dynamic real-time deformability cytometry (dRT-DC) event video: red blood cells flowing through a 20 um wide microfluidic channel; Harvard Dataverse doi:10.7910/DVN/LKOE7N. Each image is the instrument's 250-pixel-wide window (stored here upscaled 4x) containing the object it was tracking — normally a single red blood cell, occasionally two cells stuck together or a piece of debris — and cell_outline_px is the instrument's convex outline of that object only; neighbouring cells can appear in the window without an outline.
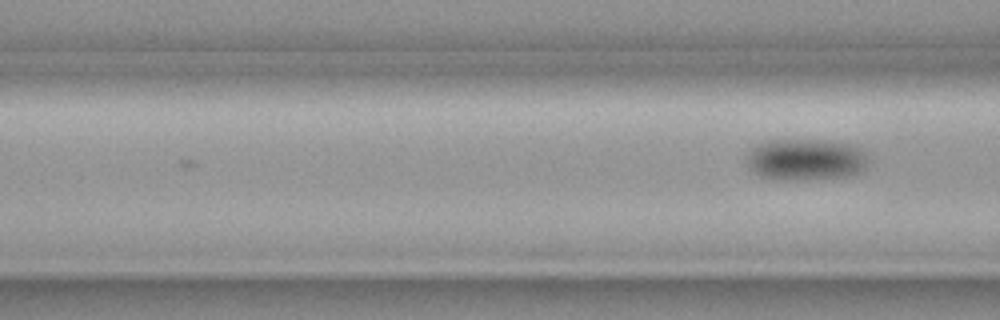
{"species": "common noctule bat (a hibernating species)", "species_latin": "Nyctalus noctula", "temperature_condition": "cold", "stored_images_in_passage": 3, "camera_frame_rate_fps": 3000, "um_per_image_px": 0.085, "animal": {"sex": "female", "body_mass_g": 19.3, "forearm_length_mm": 54.1}, "frame": {"image": 1, "passage_image": 3, "time_ms": 0.667, "image_size_px": [1000, 320], "cell_outline_px": [[872, 164], [860, 172], [848, 176], [804, 180], [776, 180], [760, 176], [748, 168], [744, 156], [756, 144], [768, 140], [824, 140], [856, 144], [872, 160]], "centroid_in_image_um": [68.52, 13.56], "position_along_channel_um": 98.1, "area_um2": 30.46}}